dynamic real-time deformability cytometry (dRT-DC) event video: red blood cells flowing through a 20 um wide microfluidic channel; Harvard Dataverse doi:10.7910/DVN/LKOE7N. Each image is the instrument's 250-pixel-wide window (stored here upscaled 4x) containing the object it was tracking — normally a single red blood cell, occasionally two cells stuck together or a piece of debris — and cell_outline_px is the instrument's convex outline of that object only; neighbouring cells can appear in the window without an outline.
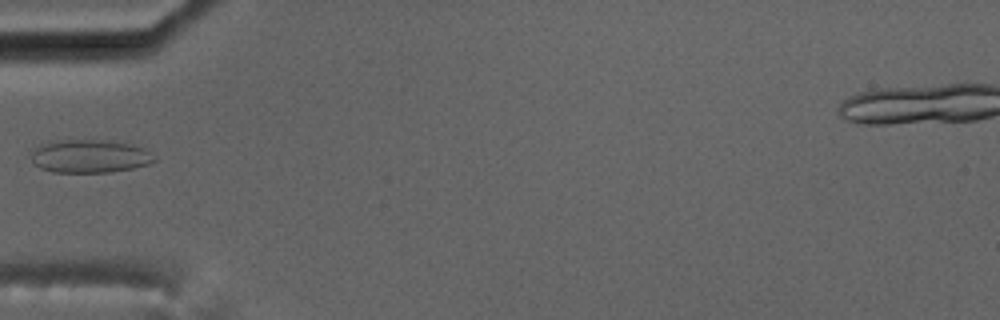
{"species": "common noctule bat (a hibernating species)", "species_latin": "Nyctalus noctula", "temperature_condition": "cold", "stored_images_in_passage": 8, "camera_frame_rate_fps": 3000, "um_per_image_px": 0.085, "animal": {"sex": "male", "body_mass_g": 17.5, "forearm_length_mm": 52.3}, "frame": {"image": 1, "passage_image": 6, "time_ms": 6.0, "image_size_px": [1000, 320], "cell_outline_px": [[156, 160], [148, 164], [132, 168], [112, 172], [52, 172], [40, 168], [32, 164], [32, 148], [48, 140], [108, 140], [132, 144], [144, 148], [156, 156]], "centroid_in_image_um": [7.59, 13.27], "position_along_channel_um": 77.4, "area_um2": 24.22}}
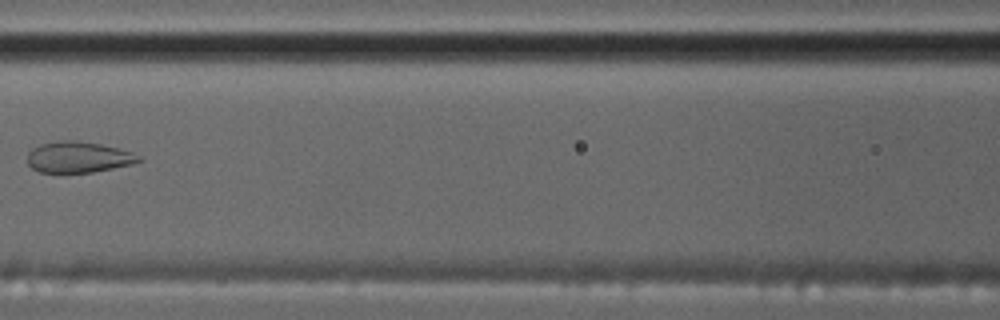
{"frame": {"image": 2, "passage_image": 8, "time_ms": 8.333, "image_size_px": [1000, 320], "cell_outline_px": [[140, 160], [132, 164], [92, 172], [40, 172], [32, 168], [28, 164], [28, 152], [32, 148], [40, 144], [64, 140], [76, 140], [100, 144], [132, 152], [140, 156]], "centroid_in_image_um": [6.63, 13.35], "position_along_channel_um": 160.0, "area_um2": 19.88}}